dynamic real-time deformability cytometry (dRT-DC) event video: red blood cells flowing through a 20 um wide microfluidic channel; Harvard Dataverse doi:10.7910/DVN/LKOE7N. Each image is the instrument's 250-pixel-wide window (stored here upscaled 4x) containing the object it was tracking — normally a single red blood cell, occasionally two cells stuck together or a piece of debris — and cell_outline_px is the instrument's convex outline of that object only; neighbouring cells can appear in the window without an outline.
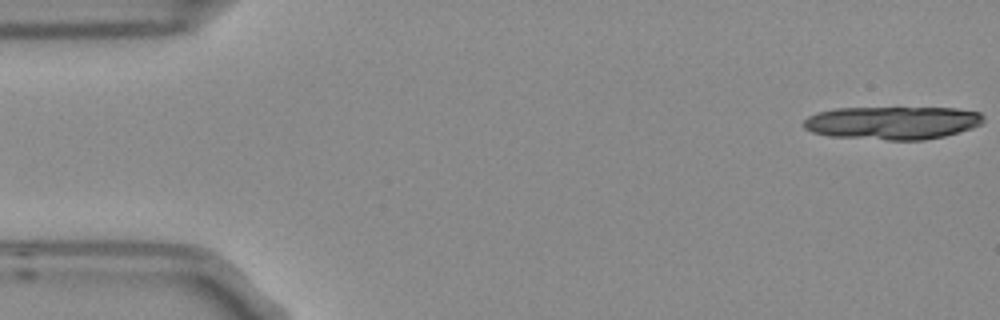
{"species": "Egyptian fruit bat (a non-hibernating species)", "species_latin": "Rousettus aegyptiacus", "temperature_condition": "room temperature", "stored_images_in_passage": 6, "camera_frame_rate_fps": 3000, "um_per_image_px": 0.085, "frame": {"image": 1, "passage_image": 1, "time_ms": 0.0, "image_size_px": [1000, 320], "cell_outline_px": [[984, 120], [980, 124], [972, 128], [960, 132], [944, 136], [924, 140], [888, 140], [828, 136], [812, 132], [804, 128], [804, 120], [808, 116], [816, 112], [836, 108], [956, 108], [980, 112], [984, 116]], "centroid_in_image_um": [75.86, 10.44], "position_along_channel_um": 9.1, "area_um2": 34.85}}